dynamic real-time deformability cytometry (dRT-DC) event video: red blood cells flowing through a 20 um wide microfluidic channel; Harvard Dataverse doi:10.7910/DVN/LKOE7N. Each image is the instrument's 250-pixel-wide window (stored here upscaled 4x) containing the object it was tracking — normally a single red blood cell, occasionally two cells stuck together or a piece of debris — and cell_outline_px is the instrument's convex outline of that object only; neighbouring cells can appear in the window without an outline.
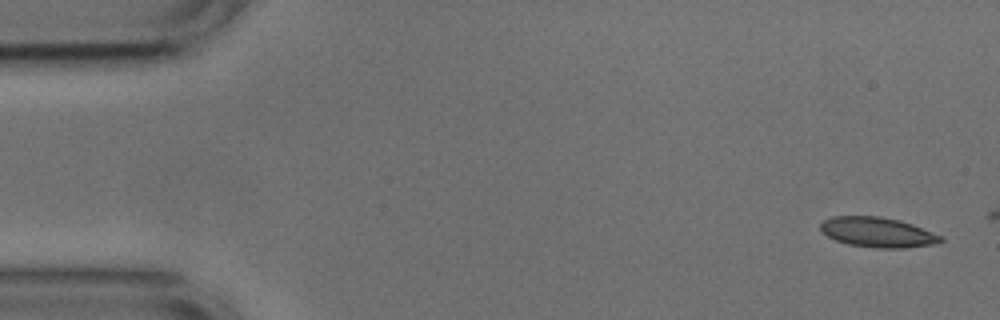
{"species": "common noctule bat (a hibernating species)", "species_latin": "Nyctalus noctula", "temperature_condition": "cold", "stored_images_in_passage": 5, "camera_frame_rate_fps": 3000, "um_per_image_px": 0.085, "animal": {"sex": "male", "body_mass_g": 17.9, "forearm_length_mm": 54.2}, "frame": {"image": 1, "passage_image": 1, "time_ms": 0.0, "image_size_px": [1000, 320], "cell_outline_px": [[944, 240], [932, 244], [904, 248], [876, 248], [848, 244], [836, 240], [828, 236], [820, 228], [820, 224], [824, 220], [832, 216], [880, 216], [900, 220], [912, 224], [940, 236]], "centroid_in_image_um": [74.56, 19.73], "position_along_channel_um": 10.4, "area_um2": 20.75}}